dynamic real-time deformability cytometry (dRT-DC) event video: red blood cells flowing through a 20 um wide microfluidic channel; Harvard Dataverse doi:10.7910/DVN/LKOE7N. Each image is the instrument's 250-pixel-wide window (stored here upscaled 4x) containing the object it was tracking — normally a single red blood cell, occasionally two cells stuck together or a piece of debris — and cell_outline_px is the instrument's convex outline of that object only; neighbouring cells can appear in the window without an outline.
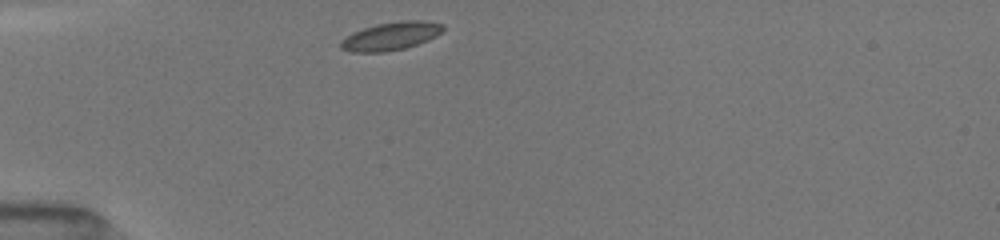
{"species": "common noctule bat (a hibernating species)", "species_latin": "Nyctalus noctula", "temperature_condition": "room temperature", "stored_images_in_passage": 7, "camera_frame_rate_fps": 3000, "um_per_image_px": 0.085, "animal": {"sex": "female", "body_mass_g": 19.5, "forearm_length_mm": 54.1}, "frame": {"image": 1, "passage_image": 1, "time_ms": 0.0, "image_size_px": [1000, 240], "cell_outline_px": [[444, 28], [436, 36], [428, 40], [404, 48], [384, 52], [352, 52], [340, 48], [340, 40], [352, 32], [364, 28], [380, 24], [404, 20], [424, 20], [444, 24]], "centroid_in_image_um": [33.22, 3.07], "position_along_channel_um": 51.8, "area_um2": 16.65}}
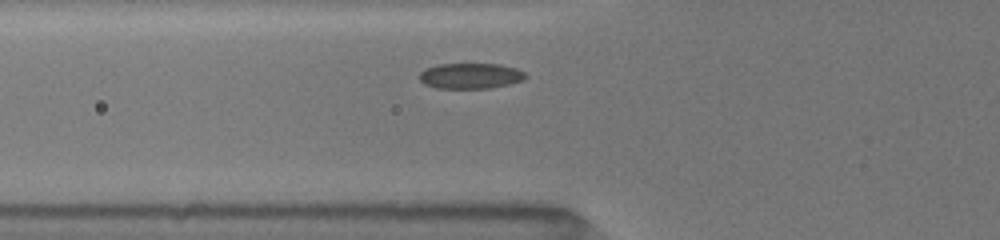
{"frame": {"image": 2, "passage_image": 6, "time_ms": 1.333, "image_size_px": [1000, 240], "cell_outline_px": [[528, 76], [524, 80], [508, 84], [488, 88], [436, 88], [424, 84], [420, 80], [420, 72], [436, 64], [500, 64], [516, 68], [524, 72]], "centroid_in_image_um": [40.01, 6.45], "position_along_channel_um": 85.8, "area_um2": 15.78}}